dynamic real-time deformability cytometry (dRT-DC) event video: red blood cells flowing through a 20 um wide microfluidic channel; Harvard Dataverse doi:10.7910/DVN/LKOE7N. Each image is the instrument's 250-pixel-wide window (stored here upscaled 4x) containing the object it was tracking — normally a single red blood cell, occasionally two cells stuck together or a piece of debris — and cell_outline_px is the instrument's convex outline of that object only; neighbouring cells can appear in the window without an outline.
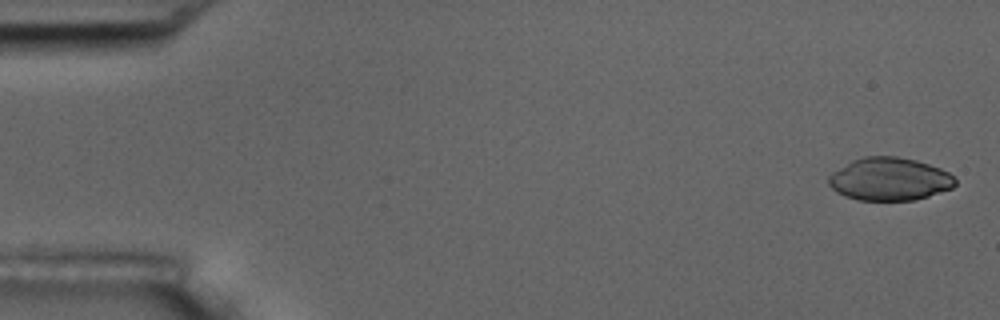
{"species": "common noctule bat (a hibernating species)", "species_latin": "Nyctalus noctula", "temperature_condition": "room temperature", "stored_images_in_passage": 56, "camera_frame_rate_fps": 3000, "um_per_image_px": 0.085, "animal": {"sex": "male", "body_mass_g": 17.5, "forearm_length_mm": 52.3}, "frame": {"image": 1, "passage_image": 2, "time_ms": 0.333, "image_size_px": [1000, 320], "cell_outline_px": [[956, 184], [952, 188], [916, 200], [856, 200], [844, 196], [836, 192], [828, 184], [828, 176], [832, 172], [852, 160], [864, 156], [896, 156], [916, 160], [940, 168], [948, 172], [956, 180]], "centroid_in_image_um": [75.58, 15.22], "position_along_channel_um": 9.4, "area_um2": 31.73}}